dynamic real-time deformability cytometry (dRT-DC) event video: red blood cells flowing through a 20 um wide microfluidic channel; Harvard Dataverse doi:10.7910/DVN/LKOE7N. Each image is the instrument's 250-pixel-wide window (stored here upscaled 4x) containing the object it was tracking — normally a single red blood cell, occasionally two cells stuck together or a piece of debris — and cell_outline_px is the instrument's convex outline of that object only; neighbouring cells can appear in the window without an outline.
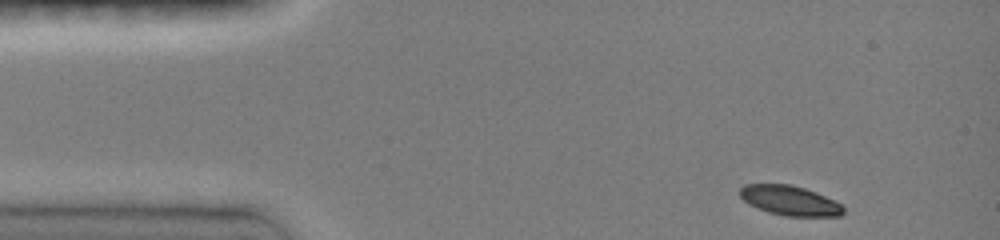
{"species": "common noctule bat (a hibernating species)", "species_latin": "Nyctalus noctula", "temperature_condition": "room temperature", "stored_images_in_passage": 18, "camera_frame_rate_fps": 3000, "um_per_image_px": 0.085, "animal": {"sex": "female", "body_mass_g": 19.0, "forearm_length_mm": 51.5}, "frame": {"image": 1, "passage_image": 1, "time_ms": 0.0, "image_size_px": [1000, 240], "cell_outline_px": [[844, 212], [840, 216], [784, 216], [768, 212], [748, 204], [740, 196], [740, 188], [744, 184], [792, 184], [816, 192], [840, 204], [844, 208]], "centroid_in_image_um": [67.11, 17.04], "position_along_channel_um": 17.9, "area_um2": 17.86}}
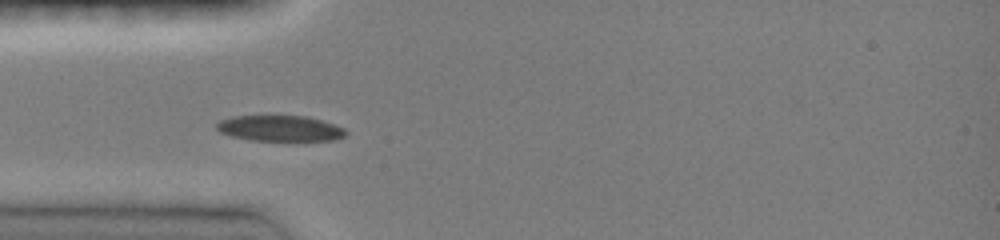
{"frame": {"image": 2, "passage_image": 9, "time_ms": 3.0, "image_size_px": [1000, 240], "cell_outline_px": [[348, 132], [344, 136], [336, 140], [252, 140], [232, 136], [220, 132], [216, 128], [216, 124], [220, 120], [232, 116], [308, 116], [344, 128]], "centroid_in_image_um": [23.79, 10.9], "position_along_channel_um": 61.2, "area_um2": 19.19}}
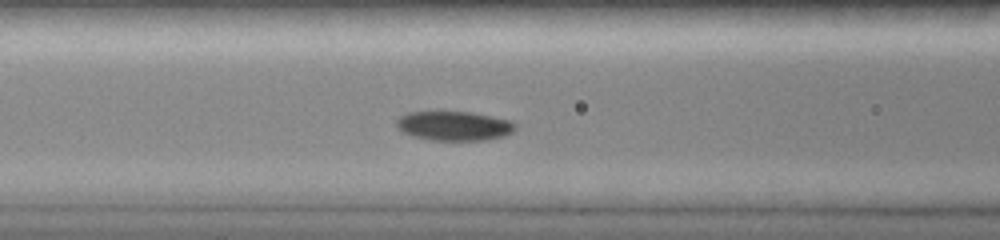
{"frame": {"image": 3, "passage_image": 14, "time_ms": 4.667, "image_size_px": [1000, 240], "cell_outline_px": [[516, 128], [512, 132], [504, 136], [484, 140], [432, 140], [412, 136], [404, 132], [396, 124], [396, 120], [400, 116], [408, 112], [472, 112], [512, 120], [516, 124]], "centroid_in_image_um": [38.63, 10.69], "position_along_channel_um": 128.0, "area_um2": 20.29}}